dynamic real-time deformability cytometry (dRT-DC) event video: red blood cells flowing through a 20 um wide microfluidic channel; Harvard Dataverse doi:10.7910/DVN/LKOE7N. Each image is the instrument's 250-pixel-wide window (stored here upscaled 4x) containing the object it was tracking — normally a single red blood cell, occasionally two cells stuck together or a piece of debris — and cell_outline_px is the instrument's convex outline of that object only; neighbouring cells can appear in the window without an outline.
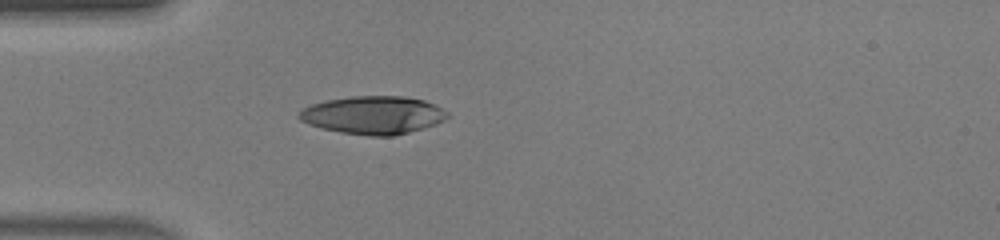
{"species": "human", "species_latin": "Homo sapiens", "temperature_condition": "warm", "stored_images_in_passage": 29, "camera_frame_rate_fps": 3000, "um_per_image_px": 0.085, "donor": {"sex": "male"}, "frame": {"image": 1, "passage_image": 1, "time_ms": 0.0, "image_size_px": [1000, 240], "cell_outline_px": [[424, 104], [404, 128], [400, 132], [352, 132], [332, 128], [320, 104], [340, 100], [416, 100]], "centroid_in_image_um": [31.53, 9.76], "position_along_channel_um": 53.5, "area_um2": 19.59}}
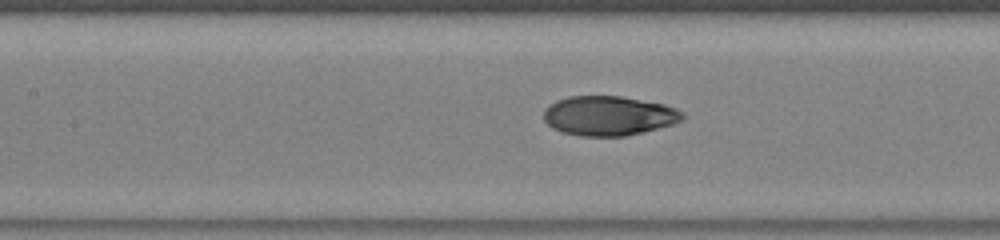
{"frame": {"image": 2, "passage_image": 9, "time_ms": 2.667, "image_size_px": [1000, 240], "cell_outline_px": [[672, 112], [668, 120], [660, 124], [648, 128], [632, 132], [572, 132], [560, 128], [552, 124], [548, 116], [548, 112], [556, 104], [568, 100], [584, 96], [608, 96], [656, 104], [668, 108]], "centroid_in_image_um": [51.59, 9.76], "position_along_channel_um": 155.8, "area_um2": 25.49}}
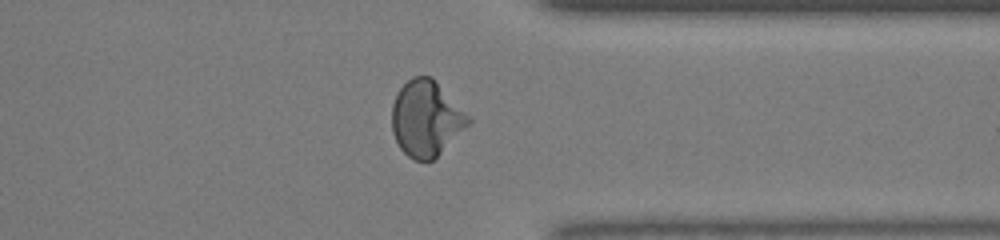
{"frame": {"image": 3, "passage_image": 25, "time_ms": 8.0, "image_size_px": [1000, 240], "cell_outline_px": [[440, 108], [436, 156], [432, 160], [420, 160], [412, 156], [400, 144], [396, 136], [396, 100], [400, 92], [412, 80], [420, 76], [424, 76], [432, 80], [436, 88], [440, 104]], "centroid_in_image_um": [35.58, 10.07], "position_along_channel_um": 375.8, "area_um2": 21.79}}